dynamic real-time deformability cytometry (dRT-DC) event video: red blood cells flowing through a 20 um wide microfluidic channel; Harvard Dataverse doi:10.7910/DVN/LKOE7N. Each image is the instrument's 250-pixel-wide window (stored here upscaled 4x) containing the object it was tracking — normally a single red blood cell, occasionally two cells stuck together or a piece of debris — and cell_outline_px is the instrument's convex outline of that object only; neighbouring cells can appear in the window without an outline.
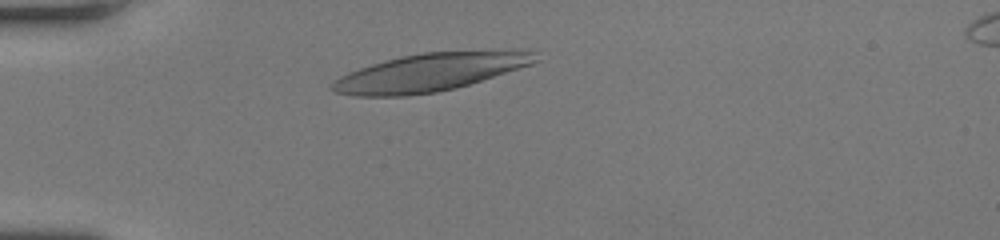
{"species": "human", "species_latin": "Homo sapiens", "temperature_condition": "room temperature", "stored_images_in_passage": 29, "camera_frame_rate_fps": 3000, "um_per_image_px": 0.085, "donor": {"sex": "female"}, "frame": {"image": 1, "passage_image": 1, "time_ms": 0.0, "image_size_px": [1000, 240], "cell_outline_px": [[540, 60], [532, 64], [456, 88], [436, 92], [408, 96], [356, 96], [336, 92], [328, 88], [328, 84], [340, 76], [348, 72], [384, 60], [400, 56], [424, 52], [536, 52]], "centroid_in_image_um": [36.41, 6.18], "position_along_channel_um": 48.6, "area_um2": 44.04}}
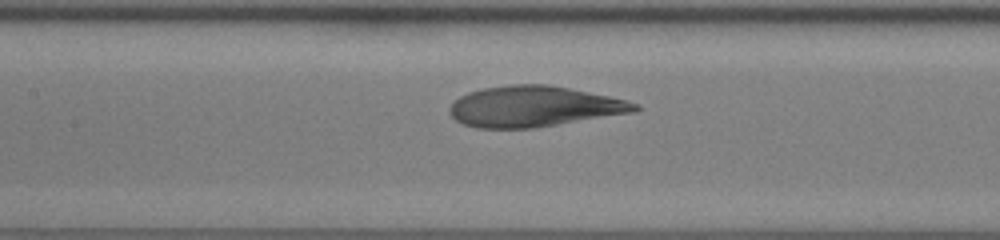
{"frame": {"image": 2, "passage_image": 11, "time_ms": 3.333, "image_size_px": [1000, 240], "cell_outline_px": [[640, 108], [636, 112], [536, 128], [476, 128], [464, 124], [456, 120], [448, 112], [448, 108], [460, 96], [468, 92], [484, 88], [512, 84], [548, 84], [628, 100], [640, 104]], "centroid_in_image_um": [45.41, 9.06], "position_along_channel_um": 162.0, "area_um2": 44.1}}
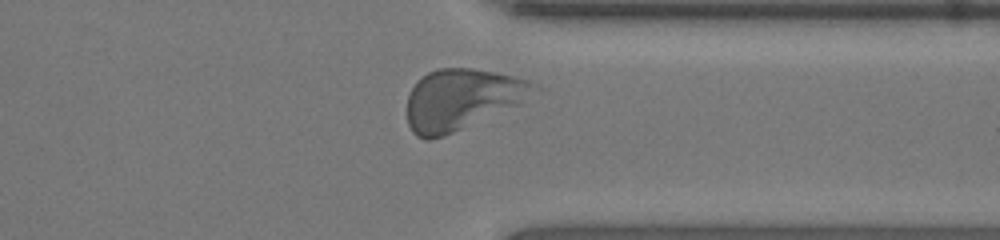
{"frame": {"image": 3, "passage_image": 26, "time_ms": 8.333, "image_size_px": [1000, 240], "cell_outline_px": [[536, 84], [520, 104], [444, 136], [428, 140], [416, 136], [412, 132], [408, 124], [408, 96], [412, 88], [428, 72], [436, 68], [472, 68], [496, 72], [516, 76], [528, 80]], "centroid_in_image_um": [39.2, 8.44], "position_along_channel_um": 372.2, "area_um2": 44.27}, "authors_computed_cell_mechanics": {"area_um2": 44.2748, "velocity_mm_per_s": 4.1961, "shape_relaxation_time_tau1_ms": 3.0858, "shape_relaxation_time_tau2_ms": 0.7733, "deformation_change_tau1": 0.1902, "deformation_change_tau2": 0.0748}}